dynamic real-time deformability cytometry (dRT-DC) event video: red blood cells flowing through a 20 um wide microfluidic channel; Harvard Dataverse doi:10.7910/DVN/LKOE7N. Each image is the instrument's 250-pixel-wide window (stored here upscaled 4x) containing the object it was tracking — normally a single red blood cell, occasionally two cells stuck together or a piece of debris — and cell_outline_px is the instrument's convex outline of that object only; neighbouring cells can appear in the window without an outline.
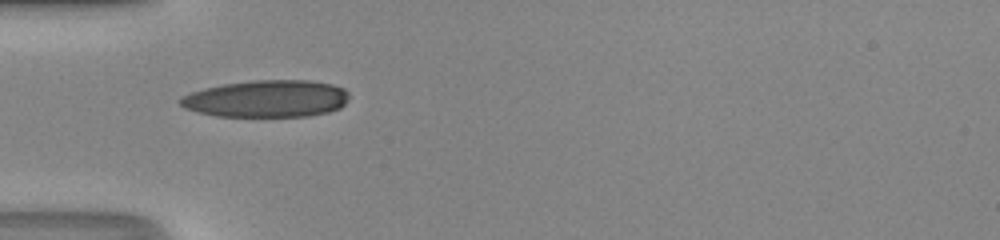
{"species": "human", "species_latin": "Homo sapiens", "temperature_condition": "room temperature", "stored_images_in_passage": 34, "camera_frame_rate_fps": 3000, "um_per_image_px": 0.085, "donor": {"sex": "male"}, "frame": {"image": 1, "passage_image": 1, "time_ms": 0.0, "image_size_px": [1000, 240], "cell_outline_px": [[348, 100], [340, 108], [328, 112], [308, 116], [216, 116], [196, 112], [184, 108], [176, 100], [180, 96], [204, 88], [224, 84], [252, 80], [312, 80], [332, 84], [344, 88], [348, 92]], "centroid_in_image_um": [22.65, 8.38], "position_along_channel_um": 62.4, "area_um2": 36.76}}
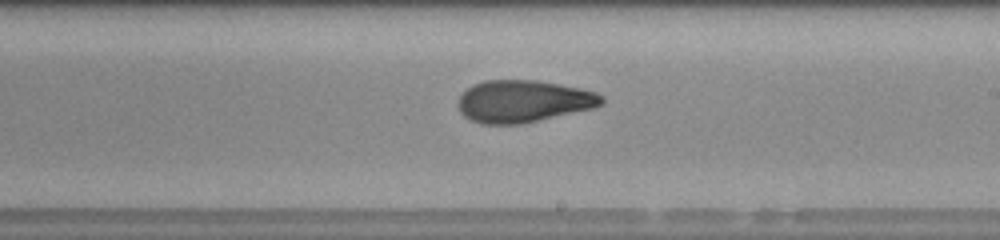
{"frame": {"image": 2, "passage_image": 14, "time_ms": 4.333, "image_size_px": [1000, 240], "cell_outline_px": [[604, 104], [592, 108], [520, 124], [480, 124], [464, 116], [460, 112], [456, 104], [460, 96], [472, 84], [484, 80], [536, 80], [580, 88], [596, 92], [604, 96]], "centroid_in_image_um": [44.46, 8.6], "position_along_channel_um": 244.5, "area_um2": 35.26}}
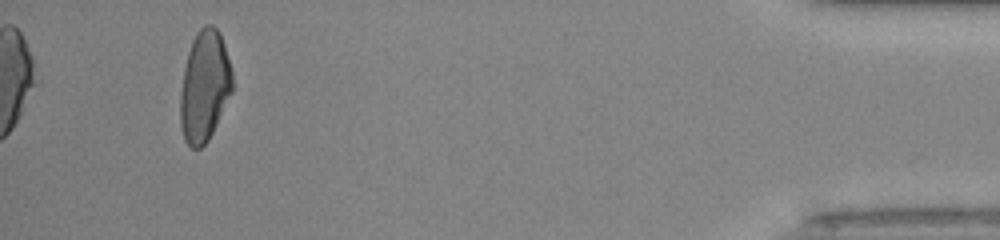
{"frame": {"image": 3, "passage_image": 31, "time_ms": 10.0, "image_size_px": [1000, 240], "cell_outline_px": [[232, 92], [208, 140], [200, 148], [192, 148], [184, 140], [180, 124], [180, 92], [184, 68], [188, 52], [192, 40], [196, 32], [204, 24], [212, 24], [220, 32], [232, 68]], "centroid_in_image_um": [17.38, 7.29], "position_along_channel_um": 417.8, "area_um2": 33.76}, "authors_computed_cell_mechanics": {"area_um2": 34.7667, "velocity_mm_per_s": 4.2858, "shape_relaxation_time_tau1_ms": 8.419, "shape_relaxation_time_tau2_ms": 1.7566, "deformation_change_tau1": 0.2471, "deformation_change_tau2": 0.0824}}